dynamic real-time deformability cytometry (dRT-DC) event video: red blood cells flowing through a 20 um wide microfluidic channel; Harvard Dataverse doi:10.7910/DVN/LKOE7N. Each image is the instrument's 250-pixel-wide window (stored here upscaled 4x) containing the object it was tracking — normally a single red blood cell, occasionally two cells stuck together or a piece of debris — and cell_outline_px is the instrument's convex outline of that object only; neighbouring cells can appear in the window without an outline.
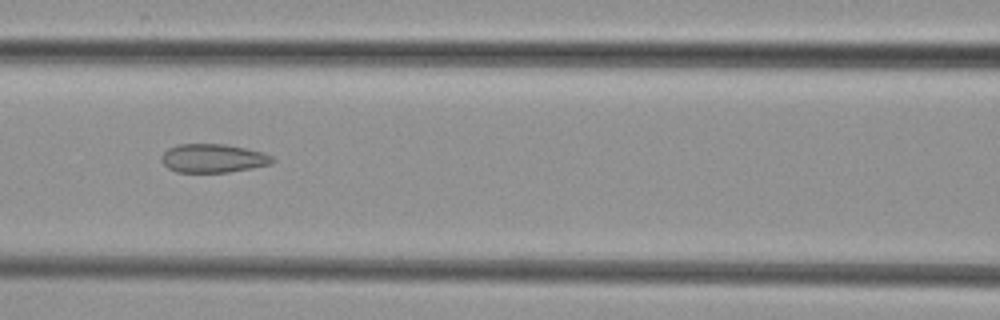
{"species": "common noctule bat (a hibernating species)", "species_latin": "Nyctalus noctula", "temperature_condition": "cold", "stored_images_in_passage": 5, "camera_frame_rate_fps": 3000, "um_per_image_px": 0.085, "animal": {"sex": "female", "body_mass_g": 29.2, "forearm_length_mm": 56.3}, "frame": {"image": 1, "passage_image": 3, "time_ms": 2.333, "image_size_px": [1000, 320], "cell_outline_px": [[276, 160], [272, 164], [252, 168], [228, 172], [176, 172], [168, 168], [160, 160], [160, 156], [168, 148], [176, 144], [224, 144], [244, 148], [260, 152], [272, 156]], "centroid_in_image_um": [18.08, 13.45], "position_along_channel_um": 148.5, "area_um2": 18.55}}
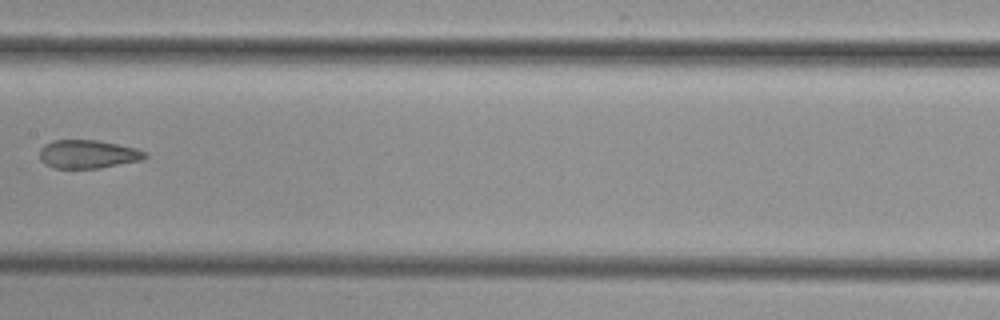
{"frame": {"image": 2, "passage_image": 4, "time_ms": 3.667, "image_size_px": [1000, 320], "cell_outline_px": [[148, 156], [144, 160], [100, 168], [52, 168], [44, 164], [40, 160], [40, 148], [44, 144], [52, 140], [96, 140], [136, 148], [148, 152]], "centroid_in_image_um": [7.48, 13.11], "position_along_channel_um": 199.9, "area_um2": 17.69}}
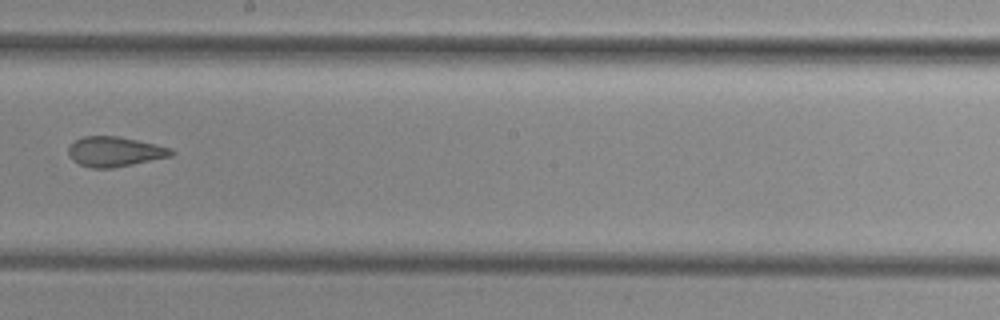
{"frame": {"image": 3, "passage_image": 5, "time_ms": 4.667, "image_size_px": [1000, 320], "cell_outline_px": [[176, 152], [172, 156], [112, 168], [92, 168], [80, 164], [72, 160], [68, 156], [68, 148], [76, 140], [84, 136], [116, 136], [156, 144], [172, 148]], "centroid_in_image_um": [9.77, 12.89], "position_along_channel_um": 238.4, "area_um2": 17.86}}